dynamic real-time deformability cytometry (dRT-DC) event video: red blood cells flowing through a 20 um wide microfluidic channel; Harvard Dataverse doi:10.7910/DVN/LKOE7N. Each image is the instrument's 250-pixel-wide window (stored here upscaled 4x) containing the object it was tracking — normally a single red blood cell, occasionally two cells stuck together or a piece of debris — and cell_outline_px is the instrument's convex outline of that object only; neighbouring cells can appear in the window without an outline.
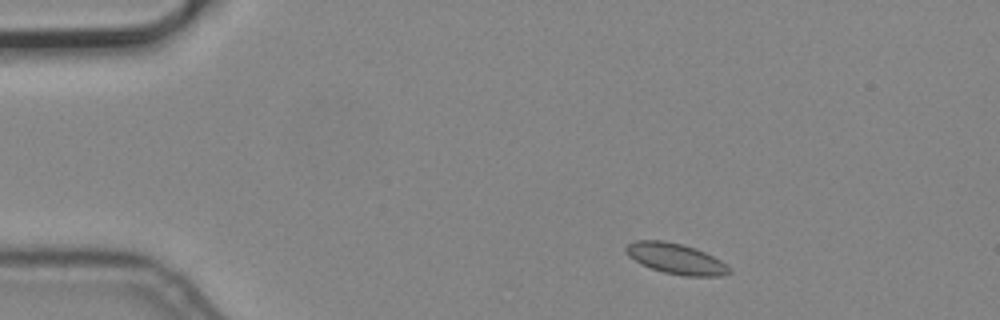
{"species": "common noctule bat (a hibernating species)", "species_latin": "Nyctalus noctula", "temperature_condition": "cold", "stored_images_in_passage": 8, "camera_frame_rate_fps": 3000, "um_per_image_px": 0.085, "animal": {"sex": "male", "body_mass_g": 19.2, "forearm_length_mm": 51.8}, "frame": {"image": 1, "passage_image": 2, "time_ms": 0.333, "image_size_px": [1000, 320], "cell_outline_px": [[732, 272], [720, 276], [684, 276], [664, 272], [652, 268], [628, 256], [624, 252], [624, 248], [628, 244], [636, 240], [664, 240], [696, 248], [728, 264], [732, 268]], "centroid_in_image_um": [57.48, 21.98], "position_along_channel_um": 27.5, "area_um2": 18.38}}
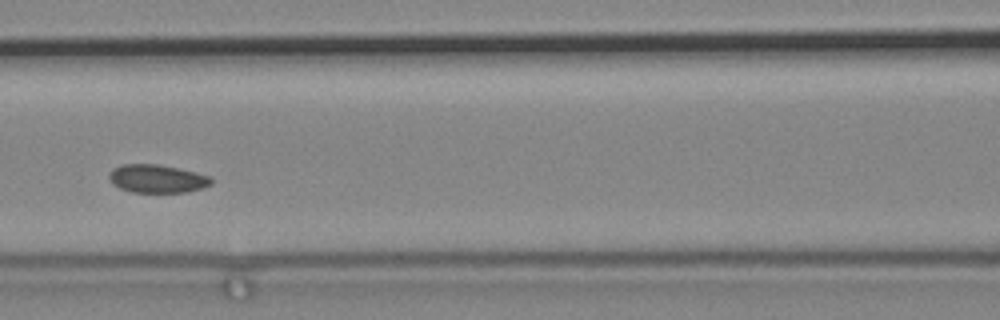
{"frame": {"image": 2, "passage_image": 6, "time_ms": 1.667, "image_size_px": [1000, 320], "cell_outline_px": [[212, 184], [204, 188], [188, 192], [132, 192], [120, 188], [112, 184], [108, 176], [112, 168], [124, 164], [156, 164], [176, 168], [208, 176], [212, 180]], "centroid_in_image_um": [13.32, 15.2], "position_along_channel_um": 153.3, "area_um2": 16.65}}
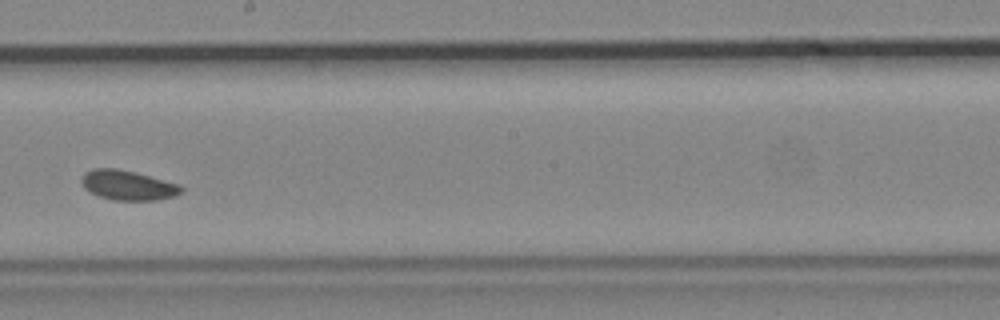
{"frame": {"image": 3, "passage_image": 8, "time_ms": 2.333, "image_size_px": [1000, 320], "cell_outline_px": [[184, 192], [172, 196], [156, 200], [112, 200], [100, 196], [84, 188], [80, 180], [84, 172], [92, 168], [116, 168], [136, 172], [180, 184], [184, 188]], "centroid_in_image_um": [10.87, 15.73], "position_along_channel_um": 237.3, "area_um2": 17.4}}